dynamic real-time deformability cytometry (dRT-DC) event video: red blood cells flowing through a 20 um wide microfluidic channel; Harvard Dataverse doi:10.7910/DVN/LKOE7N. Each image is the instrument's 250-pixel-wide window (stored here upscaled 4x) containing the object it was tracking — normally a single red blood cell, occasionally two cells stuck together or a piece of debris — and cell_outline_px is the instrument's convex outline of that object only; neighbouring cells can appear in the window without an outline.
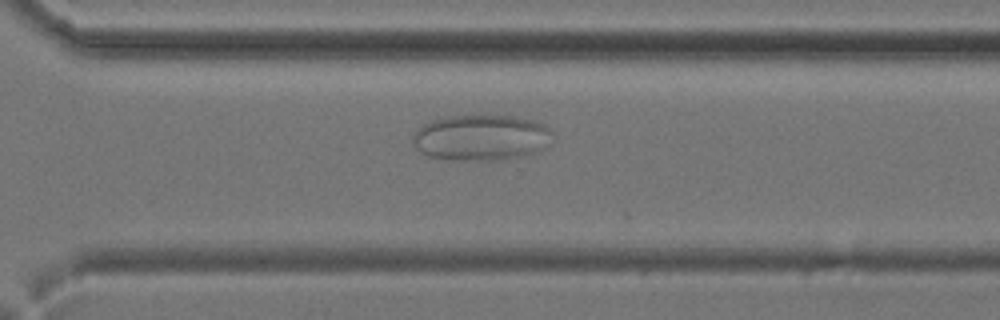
{"species": "common noctule bat (a hibernating species)", "species_latin": "Nyctalus noctula", "temperature_condition": "cold", "stored_images_in_passage": 38, "camera_frame_rate_fps": 3000, "um_per_image_px": 0.085, "animal": {"sex": "female", "body_mass_g": 24.6, "forearm_length_mm": 56.2}, "frame": {"image": 1, "passage_image": 27, "time_ms": 8.667, "image_size_px": [1000, 320], "cell_outline_px": [[552, 132], [544, 148], [536, 152], [520, 156], [492, 160], [452, 160], [428, 156], [420, 152], [416, 148], [412, 140], [412, 136], [424, 124], [432, 120], [444, 116], [516, 116], [536, 120], [544, 124]], "centroid_in_image_um": [40.87, 11.69], "position_along_channel_um": 329.7, "area_um2": 37.17}}
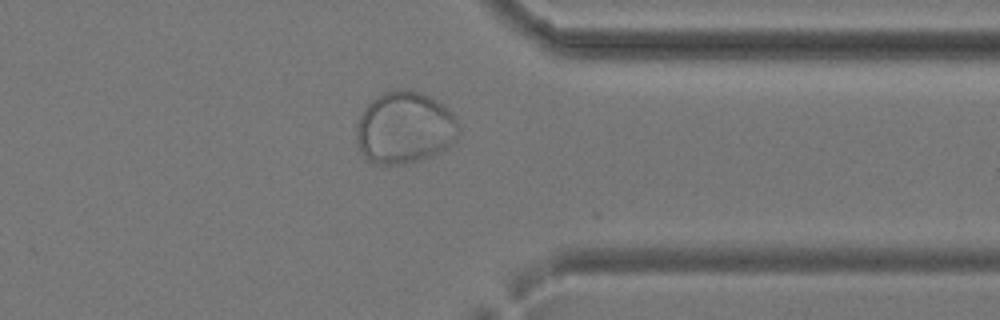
{"frame": {"image": 2, "passage_image": 30, "time_ms": 9.667, "image_size_px": [1000, 320], "cell_outline_px": [[460, 128], [456, 140], [448, 148], [432, 156], [408, 164], [376, 164], [368, 160], [360, 152], [356, 140], [356, 124], [364, 108], [376, 96], [384, 92], [396, 88], [412, 88], [436, 100], [448, 108], [456, 116]], "centroid_in_image_um": [34.41, 10.85], "position_along_channel_um": 377.0, "area_um2": 43.75}}
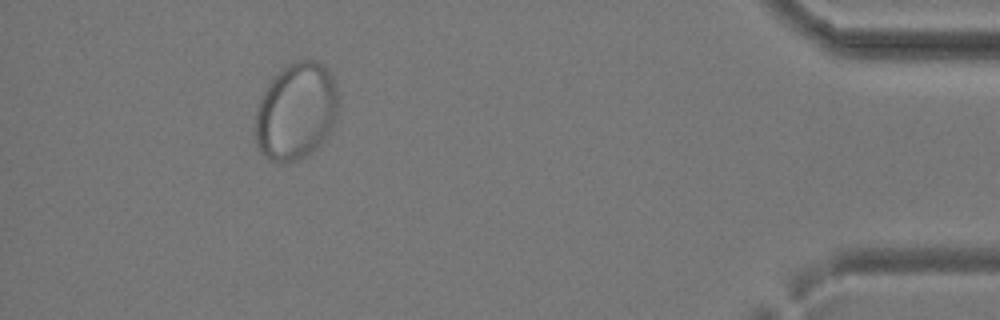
{"frame": {"image": 3, "passage_image": 35, "time_ms": 11.333, "image_size_px": [1000, 320], "cell_outline_px": [[340, 116], [328, 136], [316, 148], [300, 160], [284, 164], [268, 160], [260, 152], [256, 144], [256, 104], [260, 96], [268, 84], [288, 64], [296, 60], [316, 60], [324, 64], [332, 76], [336, 84], [340, 100]], "centroid_in_image_um": [25.21, 9.49], "position_along_channel_um": 410.0, "area_um2": 48.15}}